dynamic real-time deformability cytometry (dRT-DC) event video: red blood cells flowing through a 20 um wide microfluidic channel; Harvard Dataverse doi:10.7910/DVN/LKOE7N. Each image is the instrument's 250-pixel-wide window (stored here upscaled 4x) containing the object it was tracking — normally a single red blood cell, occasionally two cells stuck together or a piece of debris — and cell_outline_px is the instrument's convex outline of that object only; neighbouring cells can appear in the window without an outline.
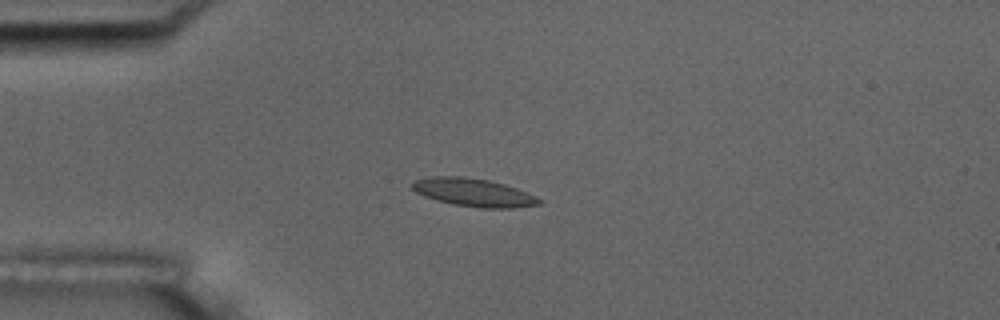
{"species": "common noctule bat (a hibernating species)", "species_latin": "Nyctalus noctula", "temperature_condition": "room temperature", "stored_images_in_passage": 4, "camera_frame_rate_fps": 3000, "um_per_image_px": 0.085, "animal": {"sex": "male", "body_mass_g": 17.5, "forearm_length_mm": 52.3}, "frame": {"image": 1, "passage_image": 1, "time_ms": 0.0, "image_size_px": [1000, 320], "cell_outline_px": [[544, 200], [540, 204], [512, 208], [480, 208], [452, 204], [436, 200], [424, 196], [416, 192], [408, 184], [416, 180], [428, 176], [464, 176], [488, 180], [504, 184], [528, 192]], "centroid_in_image_um": [40.24, 16.35], "position_along_channel_um": 44.8, "area_um2": 20.98}}